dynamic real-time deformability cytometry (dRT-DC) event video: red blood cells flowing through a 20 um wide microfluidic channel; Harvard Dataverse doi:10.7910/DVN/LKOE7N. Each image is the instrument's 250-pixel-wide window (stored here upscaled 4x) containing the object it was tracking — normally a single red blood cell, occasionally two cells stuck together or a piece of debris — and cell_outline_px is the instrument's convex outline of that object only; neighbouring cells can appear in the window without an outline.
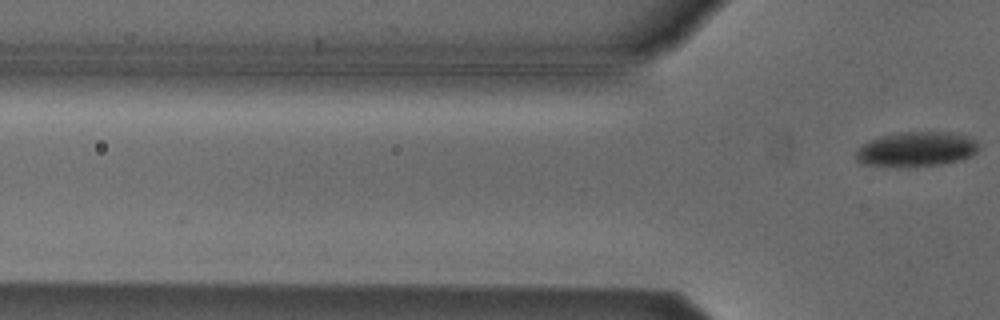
{"species": "Egyptian fruit bat (a non-hibernating species)", "species_latin": "Rousettus aegyptiacus", "temperature_condition": "cold", "stored_images_in_passage": 2, "camera_frame_rate_fps": 3000, "um_per_image_px": 0.085, "animal": {"sex": "male"}, "frame": {"image": 1, "passage_image": 2, "time_ms": 0.333, "image_size_px": [1000, 320], "cell_outline_px": [[980, 148], [972, 156], [960, 160], [940, 164], [864, 164], [856, 160], [856, 152], [860, 144], [868, 140], [880, 136], [904, 132], [940, 132], [968, 136], [976, 140], [980, 144]], "centroid_in_image_um": [77.93, 12.64], "position_along_channel_um": 47.9, "area_um2": 24.1}}